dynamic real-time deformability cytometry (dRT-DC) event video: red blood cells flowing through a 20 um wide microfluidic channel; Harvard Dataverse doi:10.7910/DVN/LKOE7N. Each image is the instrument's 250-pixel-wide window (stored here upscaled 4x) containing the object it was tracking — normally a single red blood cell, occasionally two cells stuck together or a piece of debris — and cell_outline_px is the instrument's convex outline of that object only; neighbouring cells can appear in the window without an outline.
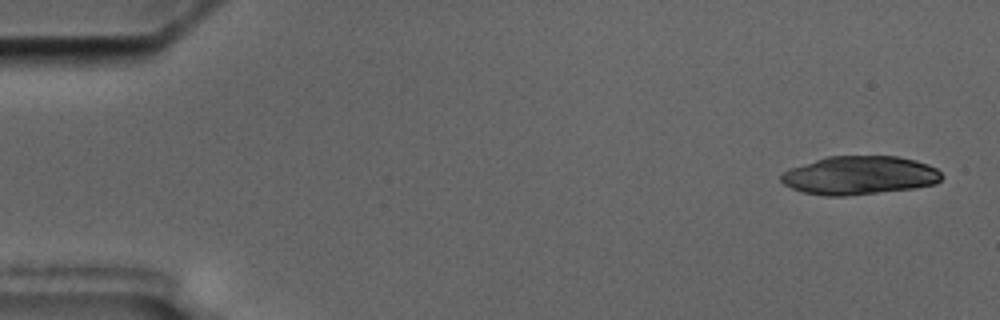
{"species": "common noctule bat (a hibernating species)", "species_latin": "Nyctalus noctula", "temperature_condition": "cold", "stored_images_in_passage": 4, "camera_frame_rate_fps": 3000, "um_per_image_px": 0.085, "animal": {"sex": "male", "body_mass_g": 17.5, "forearm_length_mm": 52.3}, "frame": {"image": 1, "passage_image": 1, "time_ms": 0.0, "image_size_px": [1000, 320], "cell_outline_px": [[944, 176], [936, 184], [916, 188], [844, 196], [824, 196], [804, 192], [792, 188], [784, 184], [780, 180], [780, 176], [788, 168], [828, 156], [896, 156], [916, 160], [928, 164], [936, 168]], "centroid_in_image_um": [73.07, 14.9], "position_along_channel_um": 11.9, "area_um2": 36.18}}